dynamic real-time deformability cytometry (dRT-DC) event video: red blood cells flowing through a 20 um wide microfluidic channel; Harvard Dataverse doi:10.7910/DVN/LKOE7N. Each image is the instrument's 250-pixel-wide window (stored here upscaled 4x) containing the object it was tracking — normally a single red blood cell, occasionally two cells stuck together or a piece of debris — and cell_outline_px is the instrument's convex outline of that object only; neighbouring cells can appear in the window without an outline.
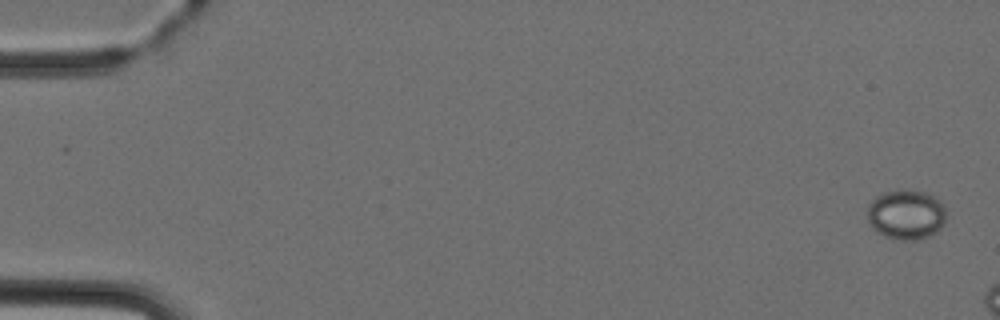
{"species": "Egyptian fruit bat (a non-hibernating species)", "species_latin": "Rousettus aegyptiacus", "temperature_condition": "cold", "stored_images_in_passage": 3, "camera_frame_rate_fps": 3000, "um_per_image_px": 0.085, "animal": {"sex": "female"}, "frame": {"image": 1, "passage_image": 1, "time_ms": 0.0, "image_size_px": [1000, 320], "cell_outline_px": [[944, 224], [936, 232], [928, 236], [916, 240], [900, 240], [884, 236], [872, 228], [868, 220], [868, 204], [880, 192], [924, 192], [940, 200], [944, 204]], "centroid_in_image_um": [77.0, 18.27], "position_along_channel_um": 8.0, "area_um2": 22.48}}